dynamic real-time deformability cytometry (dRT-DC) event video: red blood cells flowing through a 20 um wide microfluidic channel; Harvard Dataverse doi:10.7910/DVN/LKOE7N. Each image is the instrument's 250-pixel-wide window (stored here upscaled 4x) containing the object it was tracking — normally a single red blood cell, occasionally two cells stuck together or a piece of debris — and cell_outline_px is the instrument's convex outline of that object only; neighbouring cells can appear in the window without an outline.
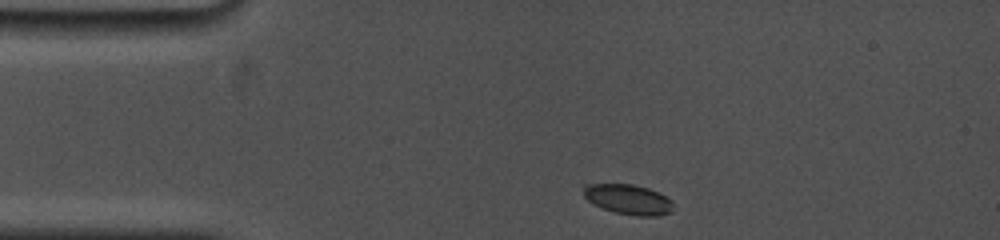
{"species": "common noctule bat (a hibernating species)", "species_latin": "Nyctalus noctula", "temperature_condition": "cold", "stored_images_in_passage": 18, "camera_frame_rate_fps": 5000, "um_per_image_px": 0.085, "animal": {"sex": "female", "body_mass_g": 19.0, "forearm_length_mm": 53.3}, "frame": {"image": 1, "passage_image": 1, "time_ms": 0.0, "image_size_px": [1000, 240], "cell_outline_px": [[672, 208], [668, 212], [660, 216], [636, 216], [616, 212], [592, 204], [584, 196], [584, 184], [632, 184], [648, 188], [672, 200]], "centroid_in_image_um": [53.38, 16.94], "position_along_channel_um": 31.6, "area_um2": 15.49}}
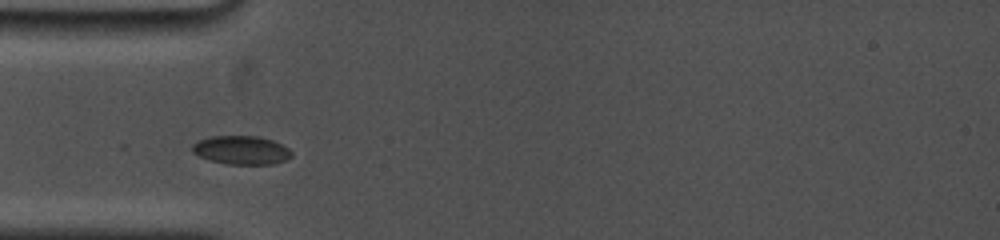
{"frame": {"image": 2, "passage_image": 10, "time_ms": 2.0, "image_size_px": [1000, 240], "cell_outline_px": [[292, 156], [284, 160], [272, 164], [228, 164], [212, 160], [200, 156], [192, 152], [192, 144], [196, 140], [212, 136], [260, 136], [272, 140], [288, 148], [292, 152]], "centroid_in_image_um": [20.5, 12.75], "position_along_channel_um": 64.5, "area_um2": 16.47}}
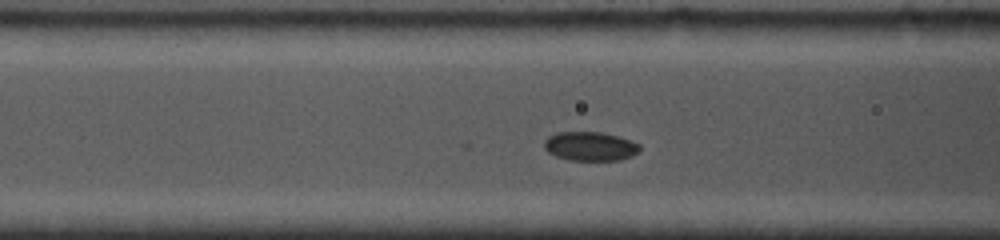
{"frame": {"image": 3, "passage_image": 15, "time_ms": 3.4, "image_size_px": [1000, 240], "cell_outline_px": [[640, 148], [632, 156], [620, 160], [572, 160], [556, 156], [548, 152], [544, 148], [544, 140], [548, 136], [556, 132], [600, 132], [632, 140], [640, 144]], "centroid_in_image_um": [50.15, 12.43], "position_along_channel_um": 116.5, "area_um2": 16.13}}